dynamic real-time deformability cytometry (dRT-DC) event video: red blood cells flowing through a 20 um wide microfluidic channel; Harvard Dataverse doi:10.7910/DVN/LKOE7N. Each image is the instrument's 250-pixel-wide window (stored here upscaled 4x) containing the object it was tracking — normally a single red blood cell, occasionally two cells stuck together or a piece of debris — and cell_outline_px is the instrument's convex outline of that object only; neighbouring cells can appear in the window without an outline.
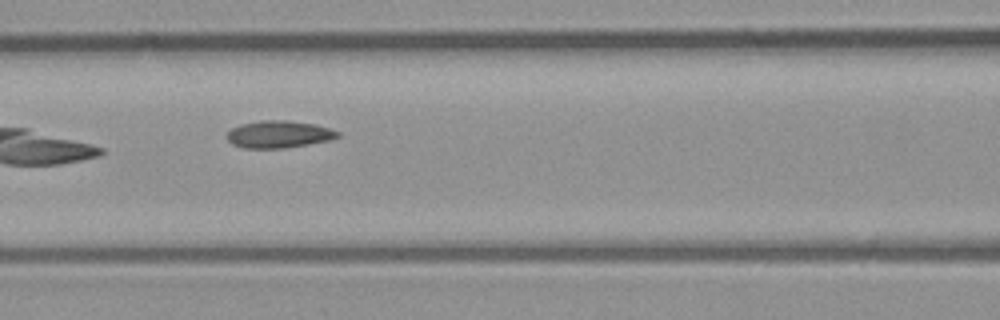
{"species": "common noctule bat (a hibernating species)", "species_latin": "Nyctalus noctula", "temperature_condition": "room temperature", "stored_images_in_passage": 9, "camera_frame_rate_fps": 3000, "um_per_image_px": 0.085, "animal": {"sex": "male", "body_mass_g": 23.1, "forearm_length_mm": 52.7}, "frame": {"image": 1, "passage_image": 6, "time_ms": 1.667, "image_size_px": [1000, 320], "cell_outline_px": [[340, 136], [328, 140], [308, 144], [284, 148], [244, 148], [232, 144], [228, 140], [228, 132], [232, 128], [240, 124], [260, 120], [288, 120], [316, 124], [340, 132]], "centroid_in_image_um": [23.69, 11.4], "position_along_channel_um": 142.9, "area_um2": 17.51}}
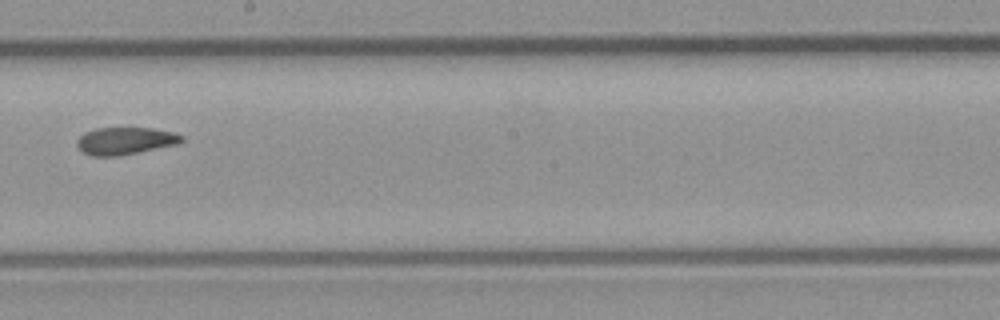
{"frame": {"image": 2, "passage_image": 8, "time_ms": 2.333, "image_size_px": [1000, 320], "cell_outline_px": [[184, 140], [180, 144], [116, 156], [92, 156], [84, 152], [76, 144], [76, 140], [84, 132], [96, 128], [152, 128], [172, 132], [184, 136]], "centroid_in_image_um": [10.66, 11.97], "position_along_channel_um": 237.5, "area_um2": 16.65}}
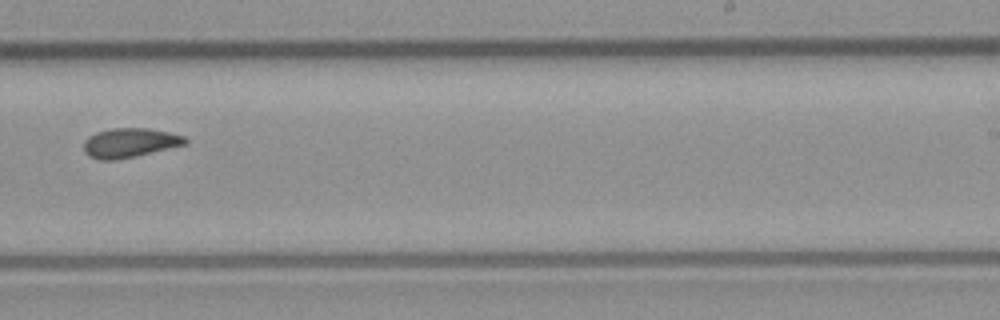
{"frame": {"image": 3, "passage_image": 9, "time_ms": 2.667, "image_size_px": [1000, 320], "cell_outline_px": [[188, 144], [136, 156], [112, 160], [100, 160], [88, 156], [84, 152], [84, 140], [88, 136], [96, 132], [112, 128], [148, 128], [168, 132], [184, 136], [188, 140]], "centroid_in_image_um": [11.02, 12.13], "position_along_channel_um": 278.0, "area_um2": 17.46}}